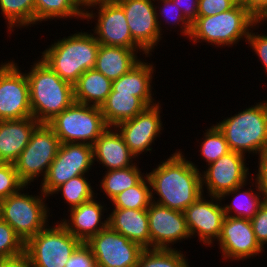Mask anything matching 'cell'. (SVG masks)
I'll return each instance as SVG.
<instances>
[{
  "instance_id": "cell-11",
  "label": "cell",
  "mask_w": 267,
  "mask_h": 267,
  "mask_svg": "<svg viewBox=\"0 0 267 267\" xmlns=\"http://www.w3.org/2000/svg\"><path fill=\"white\" fill-rule=\"evenodd\" d=\"M93 8L98 10H96L97 13H93ZM91 19L96 20L92 31L100 45L141 48L133 40L125 12L116 1L95 2L87 6L84 20L90 21Z\"/></svg>"
},
{
  "instance_id": "cell-19",
  "label": "cell",
  "mask_w": 267,
  "mask_h": 267,
  "mask_svg": "<svg viewBox=\"0 0 267 267\" xmlns=\"http://www.w3.org/2000/svg\"><path fill=\"white\" fill-rule=\"evenodd\" d=\"M150 248L171 249L191 235L183 212L152 202L147 209Z\"/></svg>"
},
{
  "instance_id": "cell-49",
  "label": "cell",
  "mask_w": 267,
  "mask_h": 267,
  "mask_svg": "<svg viewBox=\"0 0 267 267\" xmlns=\"http://www.w3.org/2000/svg\"><path fill=\"white\" fill-rule=\"evenodd\" d=\"M260 21H262L263 23L265 21V23H266V21H267V14Z\"/></svg>"
},
{
  "instance_id": "cell-25",
  "label": "cell",
  "mask_w": 267,
  "mask_h": 267,
  "mask_svg": "<svg viewBox=\"0 0 267 267\" xmlns=\"http://www.w3.org/2000/svg\"><path fill=\"white\" fill-rule=\"evenodd\" d=\"M154 67L153 63L141 59L128 73L112 81V89L116 92L134 93L148 107L157 104L152 91Z\"/></svg>"
},
{
  "instance_id": "cell-40",
  "label": "cell",
  "mask_w": 267,
  "mask_h": 267,
  "mask_svg": "<svg viewBox=\"0 0 267 267\" xmlns=\"http://www.w3.org/2000/svg\"><path fill=\"white\" fill-rule=\"evenodd\" d=\"M237 0H199L197 16H213L232 9Z\"/></svg>"
},
{
  "instance_id": "cell-12",
  "label": "cell",
  "mask_w": 267,
  "mask_h": 267,
  "mask_svg": "<svg viewBox=\"0 0 267 267\" xmlns=\"http://www.w3.org/2000/svg\"><path fill=\"white\" fill-rule=\"evenodd\" d=\"M19 68L14 60L0 64V121L32 117L27 71Z\"/></svg>"
},
{
  "instance_id": "cell-43",
  "label": "cell",
  "mask_w": 267,
  "mask_h": 267,
  "mask_svg": "<svg viewBox=\"0 0 267 267\" xmlns=\"http://www.w3.org/2000/svg\"><path fill=\"white\" fill-rule=\"evenodd\" d=\"M258 157V171L254 175L259 190L263 195L264 201H267V150L260 153Z\"/></svg>"
},
{
  "instance_id": "cell-27",
  "label": "cell",
  "mask_w": 267,
  "mask_h": 267,
  "mask_svg": "<svg viewBox=\"0 0 267 267\" xmlns=\"http://www.w3.org/2000/svg\"><path fill=\"white\" fill-rule=\"evenodd\" d=\"M148 106L134 93L116 92L113 89L101 105L100 109L104 121L108 127L134 118L144 111Z\"/></svg>"
},
{
  "instance_id": "cell-13",
  "label": "cell",
  "mask_w": 267,
  "mask_h": 267,
  "mask_svg": "<svg viewBox=\"0 0 267 267\" xmlns=\"http://www.w3.org/2000/svg\"><path fill=\"white\" fill-rule=\"evenodd\" d=\"M86 244L94 255L97 267H136L144 250L109 225L92 236Z\"/></svg>"
},
{
  "instance_id": "cell-47",
  "label": "cell",
  "mask_w": 267,
  "mask_h": 267,
  "mask_svg": "<svg viewBox=\"0 0 267 267\" xmlns=\"http://www.w3.org/2000/svg\"><path fill=\"white\" fill-rule=\"evenodd\" d=\"M85 8L93 3H95V0H78Z\"/></svg>"
},
{
  "instance_id": "cell-9",
  "label": "cell",
  "mask_w": 267,
  "mask_h": 267,
  "mask_svg": "<svg viewBox=\"0 0 267 267\" xmlns=\"http://www.w3.org/2000/svg\"><path fill=\"white\" fill-rule=\"evenodd\" d=\"M59 138L47 123H40L32 132L28 145L13 163L19 178L30 186L31 182L45 179L60 147ZM37 178V179H36Z\"/></svg>"
},
{
  "instance_id": "cell-5",
  "label": "cell",
  "mask_w": 267,
  "mask_h": 267,
  "mask_svg": "<svg viewBox=\"0 0 267 267\" xmlns=\"http://www.w3.org/2000/svg\"><path fill=\"white\" fill-rule=\"evenodd\" d=\"M216 126L225 136L230 151L244 156L247 152L259 155L267 150V101L248 106Z\"/></svg>"
},
{
  "instance_id": "cell-21",
  "label": "cell",
  "mask_w": 267,
  "mask_h": 267,
  "mask_svg": "<svg viewBox=\"0 0 267 267\" xmlns=\"http://www.w3.org/2000/svg\"><path fill=\"white\" fill-rule=\"evenodd\" d=\"M92 148L94 164L99 162L107 171L133 166L137 160L115 127H108Z\"/></svg>"
},
{
  "instance_id": "cell-29",
  "label": "cell",
  "mask_w": 267,
  "mask_h": 267,
  "mask_svg": "<svg viewBox=\"0 0 267 267\" xmlns=\"http://www.w3.org/2000/svg\"><path fill=\"white\" fill-rule=\"evenodd\" d=\"M84 15L85 7L78 0H35V25L68 17L83 20Z\"/></svg>"
},
{
  "instance_id": "cell-36",
  "label": "cell",
  "mask_w": 267,
  "mask_h": 267,
  "mask_svg": "<svg viewBox=\"0 0 267 267\" xmlns=\"http://www.w3.org/2000/svg\"><path fill=\"white\" fill-rule=\"evenodd\" d=\"M157 3L155 4V11H156V17H157V24L159 27V30L161 34L163 35L162 31V25H170L174 26V28H177L176 26H180V34L181 36H185L189 38L191 33V24L186 20V18L183 16L180 8L173 2V0H155ZM161 3V4H159ZM158 4V5H157ZM163 4V6H162ZM157 5V6H156ZM158 9V10H157ZM163 17V24L161 21V18ZM172 22V23H171Z\"/></svg>"
},
{
  "instance_id": "cell-30",
  "label": "cell",
  "mask_w": 267,
  "mask_h": 267,
  "mask_svg": "<svg viewBox=\"0 0 267 267\" xmlns=\"http://www.w3.org/2000/svg\"><path fill=\"white\" fill-rule=\"evenodd\" d=\"M135 163L133 166L105 171L100 181V192H103L110 201L119 193L135 186L145 175Z\"/></svg>"
},
{
  "instance_id": "cell-34",
  "label": "cell",
  "mask_w": 267,
  "mask_h": 267,
  "mask_svg": "<svg viewBox=\"0 0 267 267\" xmlns=\"http://www.w3.org/2000/svg\"><path fill=\"white\" fill-rule=\"evenodd\" d=\"M176 249H144L136 267H190L186 254Z\"/></svg>"
},
{
  "instance_id": "cell-35",
  "label": "cell",
  "mask_w": 267,
  "mask_h": 267,
  "mask_svg": "<svg viewBox=\"0 0 267 267\" xmlns=\"http://www.w3.org/2000/svg\"><path fill=\"white\" fill-rule=\"evenodd\" d=\"M203 135L201 143L199 142L201 145L198 151L200 156H202V160L207 162V167V165L214 163L220 157L230 152V149L225 136L215 124L206 129Z\"/></svg>"
},
{
  "instance_id": "cell-15",
  "label": "cell",
  "mask_w": 267,
  "mask_h": 267,
  "mask_svg": "<svg viewBox=\"0 0 267 267\" xmlns=\"http://www.w3.org/2000/svg\"><path fill=\"white\" fill-rule=\"evenodd\" d=\"M159 102L147 107L134 118L125 120L115 126L130 152L137 159H139L140 154L143 155L147 151L152 152V144L164 130L160 116L162 108Z\"/></svg>"
},
{
  "instance_id": "cell-18",
  "label": "cell",
  "mask_w": 267,
  "mask_h": 267,
  "mask_svg": "<svg viewBox=\"0 0 267 267\" xmlns=\"http://www.w3.org/2000/svg\"><path fill=\"white\" fill-rule=\"evenodd\" d=\"M209 197L210 200L202 194L183 213L191 238L198 236L200 243L203 242L202 245L212 247L221 235L225 213L220 198Z\"/></svg>"
},
{
  "instance_id": "cell-7",
  "label": "cell",
  "mask_w": 267,
  "mask_h": 267,
  "mask_svg": "<svg viewBox=\"0 0 267 267\" xmlns=\"http://www.w3.org/2000/svg\"><path fill=\"white\" fill-rule=\"evenodd\" d=\"M60 143H93L108 128L100 107L74 102L47 123Z\"/></svg>"
},
{
  "instance_id": "cell-41",
  "label": "cell",
  "mask_w": 267,
  "mask_h": 267,
  "mask_svg": "<svg viewBox=\"0 0 267 267\" xmlns=\"http://www.w3.org/2000/svg\"><path fill=\"white\" fill-rule=\"evenodd\" d=\"M65 267H97V264L90 247L82 242L73 252Z\"/></svg>"
},
{
  "instance_id": "cell-1",
  "label": "cell",
  "mask_w": 267,
  "mask_h": 267,
  "mask_svg": "<svg viewBox=\"0 0 267 267\" xmlns=\"http://www.w3.org/2000/svg\"><path fill=\"white\" fill-rule=\"evenodd\" d=\"M183 153L177 149L166 160L160 161L157 168L146 172L151 184L152 202L180 212L203 194L200 168ZM155 194L158 198L154 197Z\"/></svg>"
},
{
  "instance_id": "cell-8",
  "label": "cell",
  "mask_w": 267,
  "mask_h": 267,
  "mask_svg": "<svg viewBox=\"0 0 267 267\" xmlns=\"http://www.w3.org/2000/svg\"><path fill=\"white\" fill-rule=\"evenodd\" d=\"M54 223L53 226L48 224L25 243V256L30 267H65L82 243L61 222Z\"/></svg>"
},
{
  "instance_id": "cell-32",
  "label": "cell",
  "mask_w": 267,
  "mask_h": 267,
  "mask_svg": "<svg viewBox=\"0 0 267 267\" xmlns=\"http://www.w3.org/2000/svg\"><path fill=\"white\" fill-rule=\"evenodd\" d=\"M110 202L113 208L148 209L152 203V193L147 174L135 186L119 193Z\"/></svg>"
},
{
  "instance_id": "cell-26",
  "label": "cell",
  "mask_w": 267,
  "mask_h": 267,
  "mask_svg": "<svg viewBox=\"0 0 267 267\" xmlns=\"http://www.w3.org/2000/svg\"><path fill=\"white\" fill-rule=\"evenodd\" d=\"M250 179L248 182L234 188L233 190L227 191L223 193L219 198L221 201L228 199V197H232L233 200L229 204H222L225 216L229 217H240L245 219H252L253 216L258 212L261 204L264 202V198L262 193L259 190L258 184L253 176H249ZM252 178V179H251ZM251 180V182H250ZM250 188L244 190V187L248 184ZM252 183V184H250ZM255 184V190L252 189ZM227 196V197H226Z\"/></svg>"
},
{
  "instance_id": "cell-39",
  "label": "cell",
  "mask_w": 267,
  "mask_h": 267,
  "mask_svg": "<svg viewBox=\"0 0 267 267\" xmlns=\"http://www.w3.org/2000/svg\"><path fill=\"white\" fill-rule=\"evenodd\" d=\"M262 24L264 23L259 20L251 28L246 43L249 44V47L252 48V51L255 52L254 54H256L257 57H259L258 58L259 60H261L260 62L262 63V66L265 68L264 70L267 75V33L259 34L256 31L254 32V29L255 30L259 29V25Z\"/></svg>"
},
{
  "instance_id": "cell-6",
  "label": "cell",
  "mask_w": 267,
  "mask_h": 267,
  "mask_svg": "<svg viewBox=\"0 0 267 267\" xmlns=\"http://www.w3.org/2000/svg\"><path fill=\"white\" fill-rule=\"evenodd\" d=\"M25 189L28 185L2 199L0 211V218L13 228L24 243L48 225L50 215L46 203L48 196L41 190L39 195H30L29 192L24 193Z\"/></svg>"
},
{
  "instance_id": "cell-42",
  "label": "cell",
  "mask_w": 267,
  "mask_h": 267,
  "mask_svg": "<svg viewBox=\"0 0 267 267\" xmlns=\"http://www.w3.org/2000/svg\"><path fill=\"white\" fill-rule=\"evenodd\" d=\"M251 225L259 244L265 248L267 244V201H264L258 212L251 219Z\"/></svg>"
},
{
  "instance_id": "cell-31",
  "label": "cell",
  "mask_w": 267,
  "mask_h": 267,
  "mask_svg": "<svg viewBox=\"0 0 267 267\" xmlns=\"http://www.w3.org/2000/svg\"><path fill=\"white\" fill-rule=\"evenodd\" d=\"M0 10L10 35L13 28L35 25V0H0Z\"/></svg>"
},
{
  "instance_id": "cell-44",
  "label": "cell",
  "mask_w": 267,
  "mask_h": 267,
  "mask_svg": "<svg viewBox=\"0 0 267 267\" xmlns=\"http://www.w3.org/2000/svg\"><path fill=\"white\" fill-rule=\"evenodd\" d=\"M173 2L180 8L183 16L190 24L196 20L199 0H173Z\"/></svg>"
},
{
  "instance_id": "cell-3",
  "label": "cell",
  "mask_w": 267,
  "mask_h": 267,
  "mask_svg": "<svg viewBox=\"0 0 267 267\" xmlns=\"http://www.w3.org/2000/svg\"><path fill=\"white\" fill-rule=\"evenodd\" d=\"M99 47L92 32L81 30L54 41L40 57L61 79L74 85L84 72L94 69Z\"/></svg>"
},
{
  "instance_id": "cell-38",
  "label": "cell",
  "mask_w": 267,
  "mask_h": 267,
  "mask_svg": "<svg viewBox=\"0 0 267 267\" xmlns=\"http://www.w3.org/2000/svg\"><path fill=\"white\" fill-rule=\"evenodd\" d=\"M25 184L21 181L13 163L0 162V198L5 199L18 192Z\"/></svg>"
},
{
  "instance_id": "cell-4",
  "label": "cell",
  "mask_w": 267,
  "mask_h": 267,
  "mask_svg": "<svg viewBox=\"0 0 267 267\" xmlns=\"http://www.w3.org/2000/svg\"><path fill=\"white\" fill-rule=\"evenodd\" d=\"M259 20L245 7L237 3L232 9L213 16H197L191 24L188 40L194 45L206 42L217 47H232L247 38L251 28Z\"/></svg>"
},
{
  "instance_id": "cell-17",
  "label": "cell",
  "mask_w": 267,
  "mask_h": 267,
  "mask_svg": "<svg viewBox=\"0 0 267 267\" xmlns=\"http://www.w3.org/2000/svg\"><path fill=\"white\" fill-rule=\"evenodd\" d=\"M124 10L133 40L151 56L162 40L156 17L155 0H117ZM153 49V50H152Z\"/></svg>"
},
{
  "instance_id": "cell-45",
  "label": "cell",
  "mask_w": 267,
  "mask_h": 267,
  "mask_svg": "<svg viewBox=\"0 0 267 267\" xmlns=\"http://www.w3.org/2000/svg\"><path fill=\"white\" fill-rule=\"evenodd\" d=\"M237 2L248 9L258 20L267 14V0H237Z\"/></svg>"
},
{
  "instance_id": "cell-22",
  "label": "cell",
  "mask_w": 267,
  "mask_h": 267,
  "mask_svg": "<svg viewBox=\"0 0 267 267\" xmlns=\"http://www.w3.org/2000/svg\"><path fill=\"white\" fill-rule=\"evenodd\" d=\"M40 123L33 117L0 121V162L14 163Z\"/></svg>"
},
{
  "instance_id": "cell-10",
  "label": "cell",
  "mask_w": 267,
  "mask_h": 267,
  "mask_svg": "<svg viewBox=\"0 0 267 267\" xmlns=\"http://www.w3.org/2000/svg\"><path fill=\"white\" fill-rule=\"evenodd\" d=\"M94 165L93 148L84 143H61L40 190L48 197L71 178L89 174Z\"/></svg>"
},
{
  "instance_id": "cell-46",
  "label": "cell",
  "mask_w": 267,
  "mask_h": 267,
  "mask_svg": "<svg viewBox=\"0 0 267 267\" xmlns=\"http://www.w3.org/2000/svg\"><path fill=\"white\" fill-rule=\"evenodd\" d=\"M0 267H30L27 257L24 255L0 260Z\"/></svg>"
},
{
  "instance_id": "cell-14",
  "label": "cell",
  "mask_w": 267,
  "mask_h": 267,
  "mask_svg": "<svg viewBox=\"0 0 267 267\" xmlns=\"http://www.w3.org/2000/svg\"><path fill=\"white\" fill-rule=\"evenodd\" d=\"M246 156L230 151L220 157L214 163L208 165L206 170H201L202 192L204 189L206 197H220L223 193L233 190L234 188L246 183L249 174ZM208 191V192H207Z\"/></svg>"
},
{
  "instance_id": "cell-28",
  "label": "cell",
  "mask_w": 267,
  "mask_h": 267,
  "mask_svg": "<svg viewBox=\"0 0 267 267\" xmlns=\"http://www.w3.org/2000/svg\"><path fill=\"white\" fill-rule=\"evenodd\" d=\"M73 86L75 102L101 107L112 90V81L101 72L89 69Z\"/></svg>"
},
{
  "instance_id": "cell-16",
  "label": "cell",
  "mask_w": 267,
  "mask_h": 267,
  "mask_svg": "<svg viewBox=\"0 0 267 267\" xmlns=\"http://www.w3.org/2000/svg\"><path fill=\"white\" fill-rule=\"evenodd\" d=\"M216 241L223 260L227 261H244L264 252L254 235L250 219L225 216L221 235Z\"/></svg>"
},
{
  "instance_id": "cell-37",
  "label": "cell",
  "mask_w": 267,
  "mask_h": 267,
  "mask_svg": "<svg viewBox=\"0 0 267 267\" xmlns=\"http://www.w3.org/2000/svg\"><path fill=\"white\" fill-rule=\"evenodd\" d=\"M25 254V243L13 228L0 218V260Z\"/></svg>"
},
{
  "instance_id": "cell-23",
  "label": "cell",
  "mask_w": 267,
  "mask_h": 267,
  "mask_svg": "<svg viewBox=\"0 0 267 267\" xmlns=\"http://www.w3.org/2000/svg\"><path fill=\"white\" fill-rule=\"evenodd\" d=\"M108 215V225L144 249H150L147 209L113 208Z\"/></svg>"
},
{
  "instance_id": "cell-2",
  "label": "cell",
  "mask_w": 267,
  "mask_h": 267,
  "mask_svg": "<svg viewBox=\"0 0 267 267\" xmlns=\"http://www.w3.org/2000/svg\"><path fill=\"white\" fill-rule=\"evenodd\" d=\"M32 63L26 73L32 117L39 123H48L75 102L74 86L61 79L40 58Z\"/></svg>"
},
{
  "instance_id": "cell-33",
  "label": "cell",
  "mask_w": 267,
  "mask_h": 267,
  "mask_svg": "<svg viewBox=\"0 0 267 267\" xmlns=\"http://www.w3.org/2000/svg\"><path fill=\"white\" fill-rule=\"evenodd\" d=\"M93 189L88 177L80 175L58 186L51 195L61 193L64 203L69 205L70 210L96 197Z\"/></svg>"
},
{
  "instance_id": "cell-20",
  "label": "cell",
  "mask_w": 267,
  "mask_h": 267,
  "mask_svg": "<svg viewBox=\"0 0 267 267\" xmlns=\"http://www.w3.org/2000/svg\"><path fill=\"white\" fill-rule=\"evenodd\" d=\"M96 198L97 196L78 207L68 210L70 215L60 220L66 229L83 243H86L92 236L108 226V214H106V220L103 215L105 210H108L106 204L104 208V204L95 200Z\"/></svg>"
},
{
  "instance_id": "cell-24",
  "label": "cell",
  "mask_w": 267,
  "mask_h": 267,
  "mask_svg": "<svg viewBox=\"0 0 267 267\" xmlns=\"http://www.w3.org/2000/svg\"><path fill=\"white\" fill-rule=\"evenodd\" d=\"M140 52L150 57L142 48L100 45L94 69L111 81L117 80L142 59L137 56Z\"/></svg>"
},
{
  "instance_id": "cell-48",
  "label": "cell",
  "mask_w": 267,
  "mask_h": 267,
  "mask_svg": "<svg viewBox=\"0 0 267 267\" xmlns=\"http://www.w3.org/2000/svg\"><path fill=\"white\" fill-rule=\"evenodd\" d=\"M117 0H95V2H114Z\"/></svg>"
}]
</instances>
